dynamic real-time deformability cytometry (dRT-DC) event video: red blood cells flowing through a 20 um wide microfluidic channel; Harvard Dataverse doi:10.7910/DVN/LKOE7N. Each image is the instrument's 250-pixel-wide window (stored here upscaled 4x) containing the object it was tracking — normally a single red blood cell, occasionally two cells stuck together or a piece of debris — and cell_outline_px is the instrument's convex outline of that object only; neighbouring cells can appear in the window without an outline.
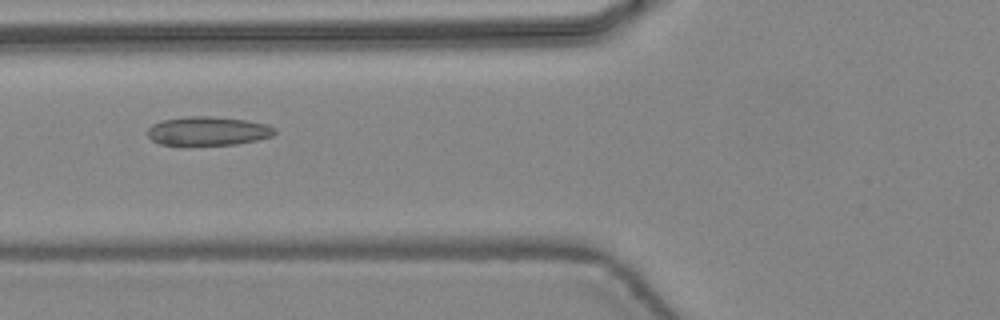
{"species": "common noctule bat (a hibernating species)", "species_latin": "Nyctalus noctula", "temperature_condition": "warm", "stored_images_in_passage": 37, "camera_frame_rate_fps": 3000, "um_per_image_px": 0.085, "animal": {"sex": "female", "body_mass_g": 24.6, "forearm_length_mm": 56.2}, "frame": {"image": 1, "passage_image": 10, "time_ms": 3.0, "image_size_px": [1000, 320], "cell_outline_px": [[276, 132], [272, 136], [256, 140], [236, 144], [188, 148], [180, 148], [160, 144], [152, 140], [148, 136], [148, 128], [152, 124], [164, 120], [188, 116], [212, 116], [248, 120], [268, 124], [276, 128]], "centroid_in_image_um": [17.64, 11.18], "position_along_channel_um": 108.2, "area_um2": 22.43}}
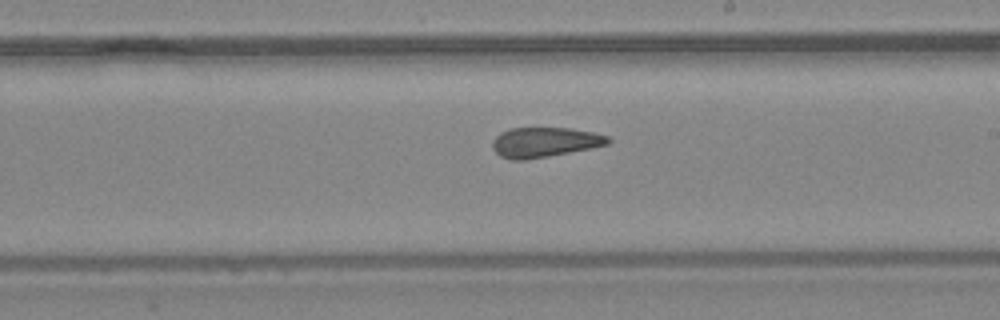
{"frame": {"image": 2, "passage_image": 19, "time_ms": 6.0, "image_size_px": [1000, 320], "cell_outline_px": [[612, 140], [608, 144], [592, 148], [548, 156], [524, 160], [512, 160], [500, 156], [492, 148], [492, 140], [500, 132], [512, 128], [568, 128], [592, 132], [608, 136]], "centroid_in_image_um": [46.28, 12.09], "position_along_channel_um": 242.7, "area_um2": 20.11}}
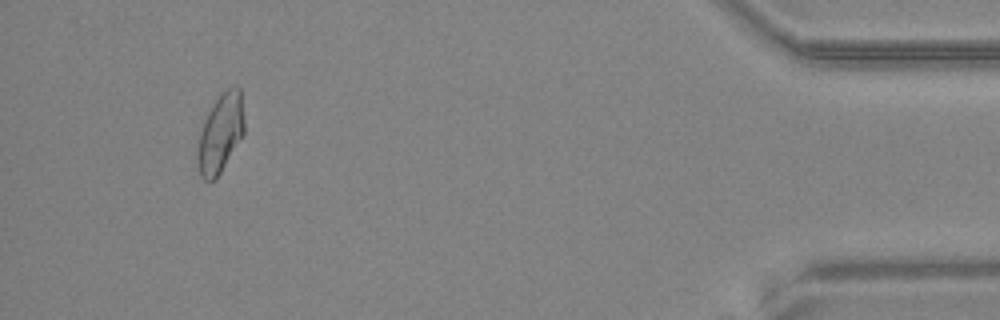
{"frame": {"image": 3, "passage_image": 35, "time_ms": 11.333, "image_size_px": [1000, 320], "cell_outline_px": [[244, 132], [220, 172], [212, 180], [204, 180], [200, 176], [196, 164], [196, 156], [200, 132], [204, 120], [208, 112], [216, 100], [228, 88], [240, 88], [244, 120]], "centroid_in_image_um": [18.71, 11.36], "position_along_channel_um": 416.5, "area_um2": 20.92}}